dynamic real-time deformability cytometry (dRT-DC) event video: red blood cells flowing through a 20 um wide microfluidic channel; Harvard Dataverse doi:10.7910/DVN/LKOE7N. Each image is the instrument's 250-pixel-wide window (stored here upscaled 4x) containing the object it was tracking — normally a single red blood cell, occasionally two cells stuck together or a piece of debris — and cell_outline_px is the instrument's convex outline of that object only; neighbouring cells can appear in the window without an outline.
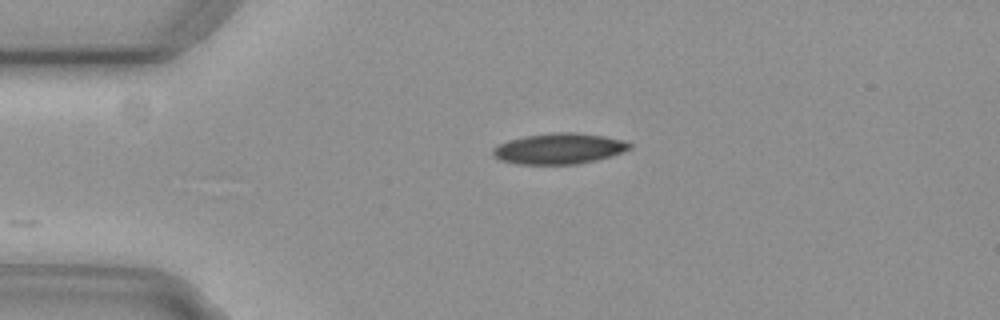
{"species": "common noctule bat (a hibernating species)", "species_latin": "Nyctalus noctula", "temperature_condition": "cold", "stored_images_in_passage": 22, "camera_frame_rate_fps": 3000, "um_per_image_px": 0.085, "animal": {"sex": "female", "body_mass_g": 29.2, "forearm_length_mm": 56.3}, "frame": {"image": 1, "passage_image": 1, "time_ms": 0.0, "image_size_px": [1000, 320], "cell_outline_px": [[632, 148], [612, 156], [596, 160], [576, 164], [516, 164], [500, 160], [492, 152], [492, 148], [508, 140], [524, 136], [552, 132], [576, 132], [604, 136], [620, 140], [632, 144]], "centroid_in_image_um": [47.52, 12.63], "position_along_channel_um": 37.5, "area_um2": 24.51}}
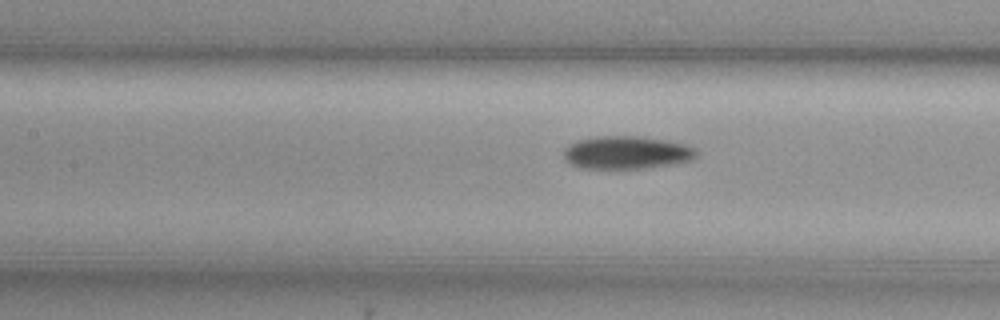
{"frame": {"image": 2, "passage_image": 13, "time_ms": 4.0, "image_size_px": [1000, 320], "cell_outline_px": [[696, 156], [688, 160], [672, 164], [644, 168], [580, 168], [572, 164], [564, 156], [564, 148], [568, 144], [576, 140], [596, 136], [640, 136], [668, 140], [688, 144], [696, 148]], "centroid_in_image_um": [53.26, 12.94], "position_along_channel_um": 154.1, "area_um2": 25.49}}
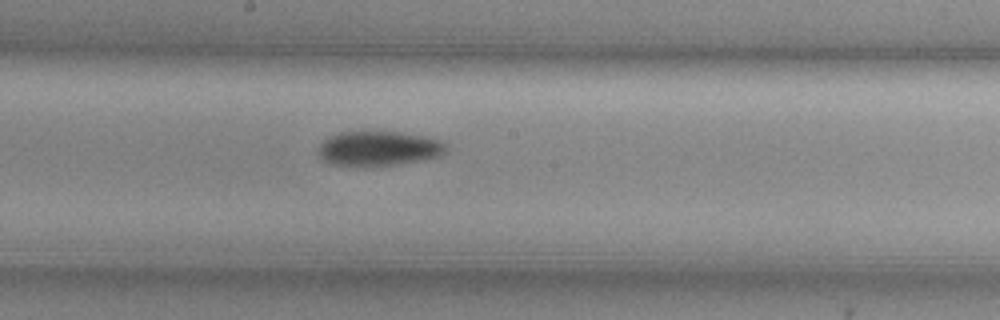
{"frame": {"image": 3, "passage_image": 18, "time_ms": 5.667, "image_size_px": [1000, 320], "cell_outline_px": [[448, 148], [440, 156], [424, 160], [372, 168], [364, 168], [332, 164], [320, 160], [320, 144], [328, 136], [340, 132], [364, 128], [400, 132], [428, 136], [440, 140], [448, 144]], "centroid_in_image_um": [32.18, 12.6], "position_along_channel_um": 216.0, "area_um2": 27.46}}